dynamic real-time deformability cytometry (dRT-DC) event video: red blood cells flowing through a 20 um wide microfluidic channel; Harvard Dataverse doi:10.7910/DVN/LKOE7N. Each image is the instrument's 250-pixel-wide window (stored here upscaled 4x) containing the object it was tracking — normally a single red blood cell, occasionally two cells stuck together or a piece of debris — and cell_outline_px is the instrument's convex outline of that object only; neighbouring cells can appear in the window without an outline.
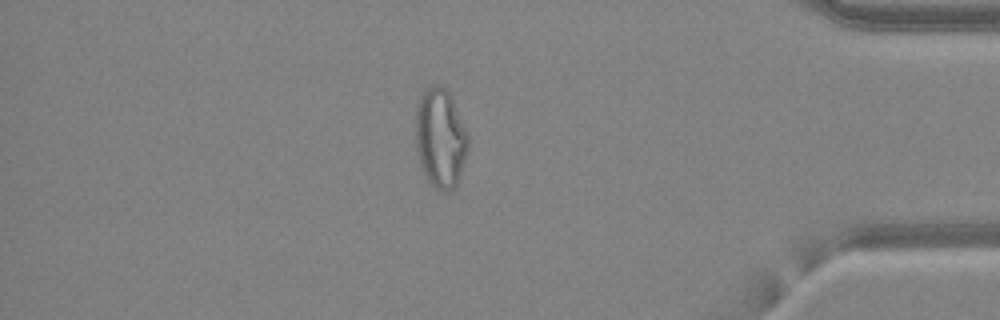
{"species": "common noctule bat (a hibernating species)", "species_latin": "Nyctalus noctula", "temperature_condition": "warm", "stored_images_in_passage": 40, "camera_frame_rate_fps": 3000, "um_per_image_px": 0.085, "animal": {"sex": "female", "body_mass_g": 24.6, "forearm_length_mm": 56.2}, "frame": {"image": 1, "passage_image": 40, "time_ms": 13.0, "image_size_px": [1000, 320], "cell_outline_px": [[468, 148], [460, 176], [456, 188], [448, 192], [444, 192], [436, 188], [428, 180], [420, 164], [416, 148], [416, 104], [424, 88], [432, 84], [440, 84], [452, 96], [468, 136]], "centroid_in_image_um": [37.43, 11.72], "position_along_channel_um": 397.8, "area_um2": 30.63}, "authors_computed_cell_mechanics": {"area_um2": 28.9, "velocity_mm_per_s": 4.2697, "shape_relaxation_time_tau1_ms": null, "shape_relaxation_time_tau2_ms": 0.8958, "deformation_change_tau1": null, "deformation_change_tau2": 0.0824}}